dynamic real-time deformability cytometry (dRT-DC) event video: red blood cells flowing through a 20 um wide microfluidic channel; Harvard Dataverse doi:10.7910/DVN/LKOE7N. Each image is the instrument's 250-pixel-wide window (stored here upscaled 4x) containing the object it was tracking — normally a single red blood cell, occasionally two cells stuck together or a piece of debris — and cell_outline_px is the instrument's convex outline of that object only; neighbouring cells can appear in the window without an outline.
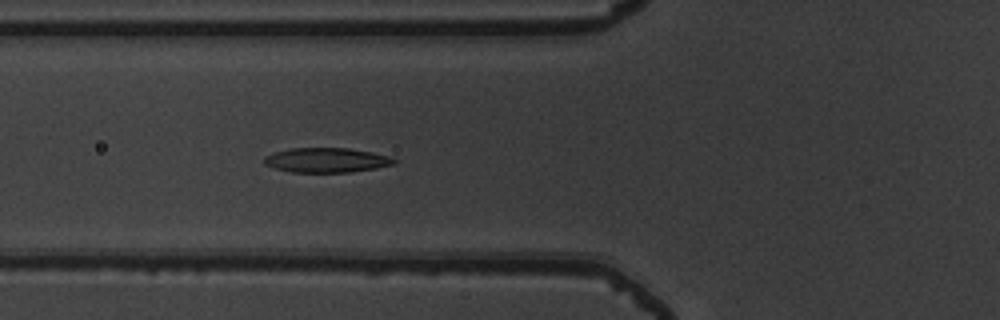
{"species": "common noctule bat (a hibernating species)", "species_latin": "Nyctalus noctula", "temperature_condition": "warm", "stored_images_in_passage": 53, "camera_frame_rate_fps": 3000, "um_per_image_px": 0.085, "animal": {"sex": "male", "body_mass_g": 19.5, "forearm_length_mm": 54.6}, "frame": {"image": 1, "passage_image": 20, "time_ms": 6.333, "image_size_px": [1000, 320], "cell_outline_px": [[396, 164], [376, 168], [352, 172], [292, 172], [276, 168], [264, 164], [264, 156], [272, 152], [292, 148], [348, 148], [372, 152], [392, 156], [396, 160]], "centroid_in_image_um": [27.78, 13.6], "position_along_channel_um": 98.0, "area_um2": 18.79}}
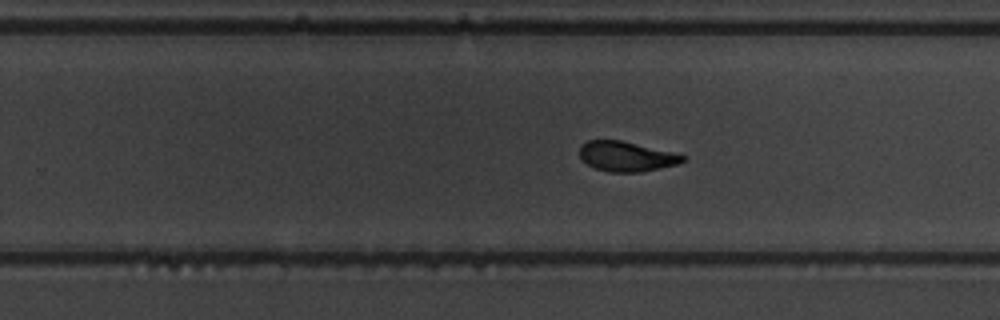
{"frame": {"image": 2, "passage_image": 34, "time_ms": 11.0, "image_size_px": [1000, 320], "cell_outline_px": [[688, 160], [676, 164], [640, 172], [608, 172], [596, 168], [580, 160], [580, 144], [588, 140], [620, 140], [676, 152], [684, 156]], "centroid_in_image_um": [53.24, 13.28], "position_along_channel_um": 276.6, "area_um2": 18.09}}
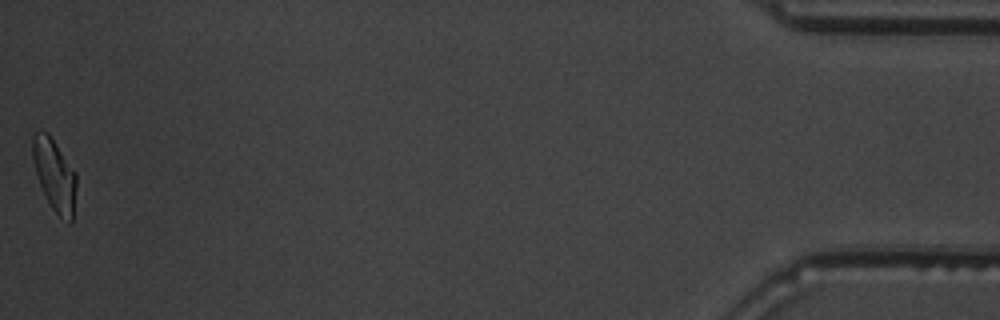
{"frame": {"image": 3, "passage_image": 53, "time_ms": 17.333, "image_size_px": [1000, 320], "cell_outline_px": [[76, 188], [72, 220], [68, 224], [52, 208], [40, 184], [36, 172], [32, 156], [32, 136], [36, 132], [48, 132], [76, 172]], "centroid_in_image_um": [4.65, 14.86], "position_along_channel_um": 430.6, "area_um2": 18.09}, "authors_computed_cell_mechanics": {"area_um2": 18.785, "velocity_mm_per_s": 3.828, "shape_relaxation_time_tau1_ms": 5.8671, "shape_relaxation_time_tau2_ms": 1.158, "deformation_change_tau1": 0.2073, "deformation_change_tau2": 0.0763}}